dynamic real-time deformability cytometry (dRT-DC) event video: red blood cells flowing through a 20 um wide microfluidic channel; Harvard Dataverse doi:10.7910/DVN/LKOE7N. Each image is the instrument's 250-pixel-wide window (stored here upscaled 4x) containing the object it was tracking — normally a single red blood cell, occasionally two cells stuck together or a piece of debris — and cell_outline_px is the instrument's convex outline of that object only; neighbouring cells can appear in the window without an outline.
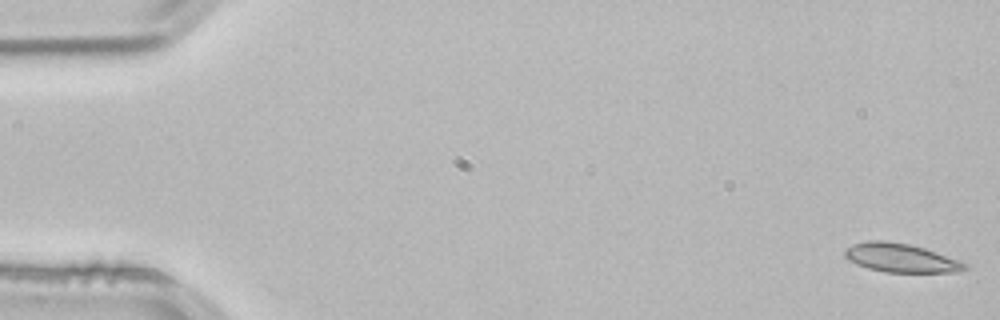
{"species": "common noctule bat (a hibernating species)", "species_latin": "Nyctalus noctula", "temperature_condition": "room temperature", "stored_images_in_passage": 53, "camera_frame_rate_fps": 3000, "um_per_image_px": 0.085, "animal": {"sex": "male", "body_mass_g": 21.5, "forearm_length_mm": 52.0}, "frame": {"image": 1, "passage_image": 1, "time_ms": 0.0, "image_size_px": [1000, 320], "cell_outline_px": [[968, 268], [956, 272], [884, 272], [868, 268], [856, 264], [848, 260], [844, 256], [844, 252], [852, 244], [868, 240], [884, 240], [908, 244], [924, 248], [968, 264]], "centroid_in_image_um": [76.53, 21.92], "position_along_channel_um": 8.5, "area_um2": 19.94}}
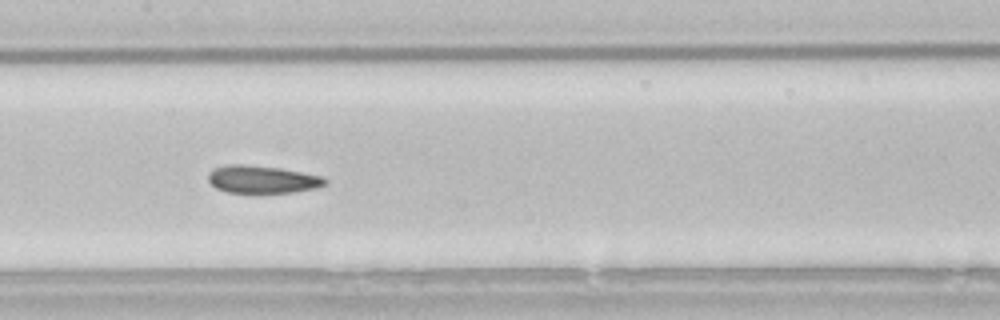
{"frame": {"image": 2, "passage_image": 26, "time_ms": 8.333, "image_size_px": [1000, 320], "cell_outline_px": [[328, 184], [316, 188], [292, 192], [228, 192], [216, 188], [208, 180], [208, 176], [216, 168], [228, 164], [240, 164], [280, 168], [324, 176], [328, 180]], "centroid_in_image_um": [22.36, 15.24], "position_along_channel_um": 185.0, "area_um2": 18.61}}
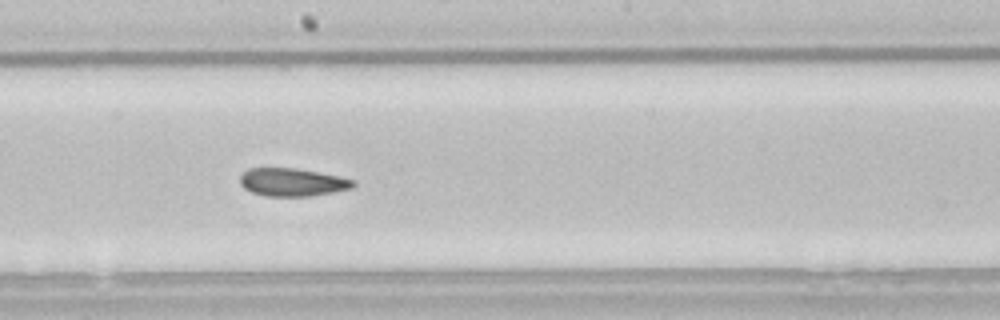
{"frame": {"image": 3, "passage_image": 29, "time_ms": 9.333, "image_size_px": [1000, 320], "cell_outline_px": [[356, 184], [352, 188], [312, 196], [264, 196], [252, 192], [244, 188], [240, 184], [240, 176], [248, 168], [296, 168], [340, 176], [356, 180]], "centroid_in_image_um": [24.86, 15.48], "position_along_channel_um": 223.3, "area_um2": 18.55}, "authors_computed_cell_mechanics": {"area_um2": 19.652, "velocity_mm_per_s": 3.8331, "shape_relaxation_time_tau1_ms": 7.24, "shape_relaxation_time_tau2_ms": 6.8005, "deformation_change_tau1": 0.1416, "deformation_change_tau2": 0.1208}}